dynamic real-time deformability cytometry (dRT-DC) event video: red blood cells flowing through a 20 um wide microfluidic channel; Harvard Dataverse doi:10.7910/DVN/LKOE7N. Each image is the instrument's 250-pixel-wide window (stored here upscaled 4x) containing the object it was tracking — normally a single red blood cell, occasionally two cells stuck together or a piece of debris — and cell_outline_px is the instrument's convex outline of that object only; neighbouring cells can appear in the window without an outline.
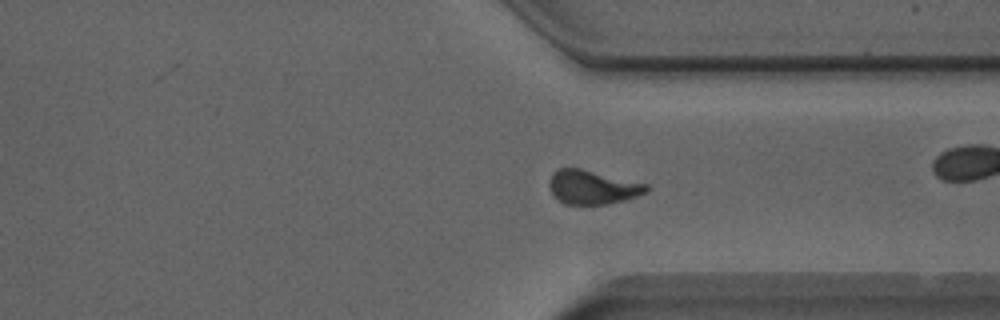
{"species": "Egyptian fruit bat (a non-hibernating species)", "species_latin": "Rousettus aegyptiacus", "temperature_condition": "room temperature", "stored_images_in_passage": 54, "camera_frame_rate_fps": 3000, "um_per_image_px": 0.085, "animal": {"sex": "male"}, "frame": {"image": 1, "passage_image": 39, "time_ms": 12.667, "image_size_px": [1000, 320], "cell_outline_px": [[648, 192], [624, 200], [608, 204], [564, 204], [552, 192], [548, 184], [548, 180], [552, 172], [556, 168], [580, 168], [648, 184]], "centroid_in_image_um": [50.34, 15.9], "position_along_channel_um": 361.1, "area_um2": 19.19}}
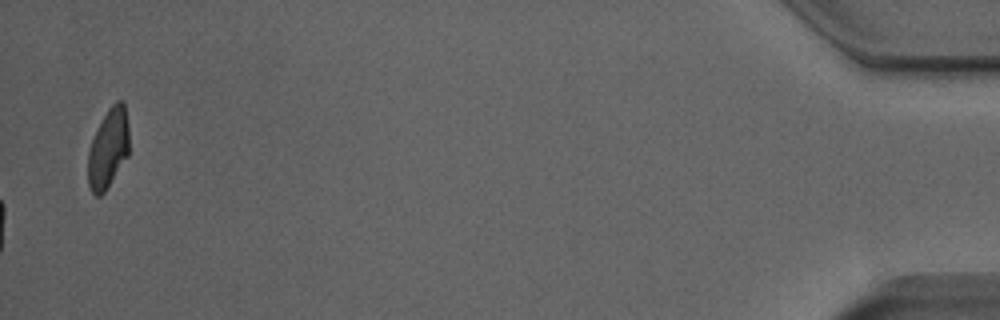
{"frame": {"image": 2, "passage_image": 54, "time_ms": 17.667, "image_size_px": [1000, 320], "cell_outline_px": [[128, 156], [104, 192], [100, 196], [96, 196], [92, 192], [88, 184], [88, 152], [96, 128], [108, 108], [116, 100], [124, 100], [128, 124]], "centroid_in_image_um": [9.2, 12.58], "position_along_channel_um": 426.0, "area_um2": 19.13}, "authors_computed_cell_mechanics": {"area_um2": 19.1607, "velocity_mm_per_s": 3.8717, "shape_relaxation_time_tau1_ms": 10.3501, "shape_relaxation_time_tau2_ms": 1.693, "deformation_change_tau1": 0.2702, "deformation_change_tau2": 0.0963}}